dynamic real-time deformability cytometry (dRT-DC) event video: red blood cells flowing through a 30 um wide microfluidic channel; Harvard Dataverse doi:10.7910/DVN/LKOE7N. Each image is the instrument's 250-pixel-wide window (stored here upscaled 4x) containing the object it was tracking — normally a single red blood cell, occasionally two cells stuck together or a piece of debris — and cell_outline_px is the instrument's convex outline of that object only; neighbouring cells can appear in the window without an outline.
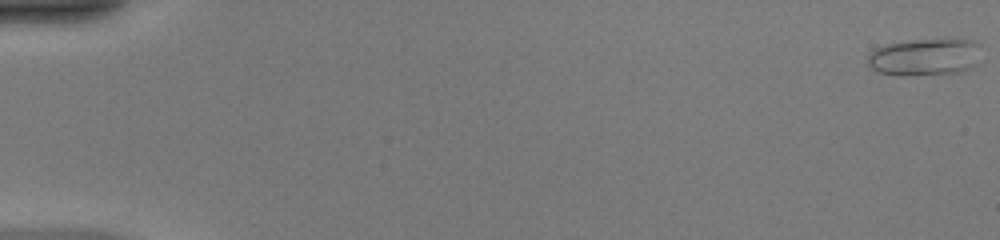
{"species": "common noctule bat (a hibernating species)", "species_latin": "Nyctalus noctula", "temperature_condition": "warm", "stored_images_in_passage": 50, "camera_frame_rate_fps": 3000, "um_per_image_px": 0.085, "animal": {"sex": "female", "body_mass_g": 20.0, "forearm_length_mm": 54.0}, "frame": {"image": 1, "passage_image": 1, "time_ms": 0.0, "image_size_px": [1000, 240], "cell_outline_px": [[980, 44], [976, 64], [972, 68], [960, 72], [904, 76], [900, 76], [876, 72], [868, 64], [868, 52], [876, 48], [888, 44], [912, 40], [944, 36], [976, 40]], "centroid_in_image_um": [78.64, 4.81], "position_along_channel_um": 6.4, "area_um2": 25.49}}
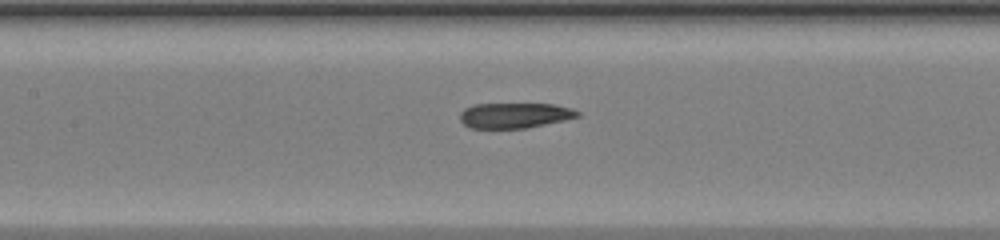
{"frame": {"image": 2, "passage_image": 25, "time_ms": 8.0, "image_size_px": [1000, 240], "cell_outline_px": [[580, 116], [564, 120], [528, 128], [472, 128], [464, 124], [460, 120], [460, 112], [464, 108], [472, 104], [556, 104], [572, 108], [580, 112]], "centroid_in_image_um": [43.75, 9.8], "position_along_channel_um": 163.6, "area_um2": 17.46}}
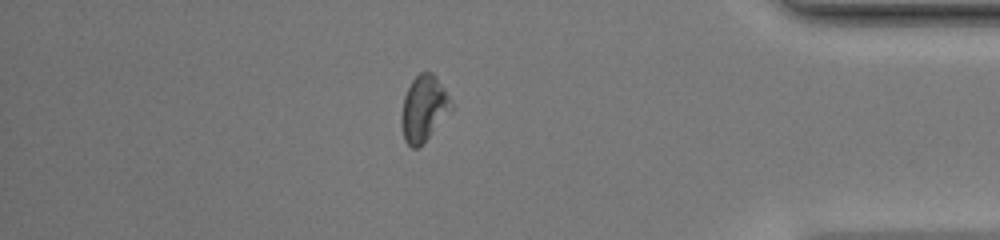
{"frame": {"image": 3, "passage_image": 44, "time_ms": 14.333, "image_size_px": [1000, 240], "cell_outline_px": [[452, 108], [428, 136], [416, 148], [412, 148], [404, 140], [400, 124], [400, 116], [404, 96], [412, 80], [420, 72], [432, 72], [436, 76], [452, 100]], "centroid_in_image_um": [35.98, 9.19], "position_along_channel_um": 399.2, "area_um2": 18.79}, "authors_computed_cell_mechanics": {"area_um2": 18.8139, "velocity_mm_per_s": 4.1856, "shape_relaxation_time_tau1_ms": null, "shape_relaxation_time_tau2_ms": 1.9733, "deformation_change_tau1": null, "deformation_change_tau2": 0.0805}}